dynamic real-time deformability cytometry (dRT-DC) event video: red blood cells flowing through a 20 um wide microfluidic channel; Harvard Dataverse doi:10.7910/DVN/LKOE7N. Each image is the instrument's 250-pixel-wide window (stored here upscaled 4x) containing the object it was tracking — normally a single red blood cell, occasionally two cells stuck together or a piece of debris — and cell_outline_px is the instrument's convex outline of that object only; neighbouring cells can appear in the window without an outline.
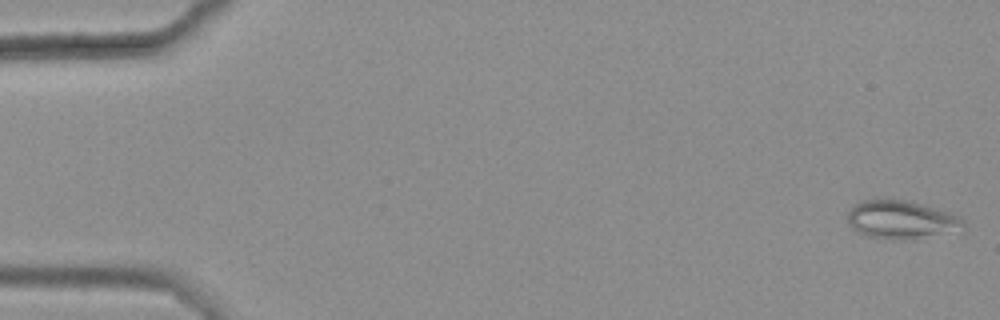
{"species": "common noctule bat (a hibernating species)", "species_latin": "Nyctalus noctula", "temperature_condition": "warm", "stored_images_in_passage": 48, "camera_frame_rate_fps": 3000, "um_per_image_px": 0.085, "animal": {"sex": "female", "body_mass_g": 25.1}, "frame": {"image": 1, "passage_image": 1, "time_ms": 0.0, "image_size_px": [1000, 320], "cell_outline_px": [[964, 224], [908, 240], [892, 240], [868, 236], [852, 228], [848, 224], [848, 212], [860, 200], [876, 196], [912, 200], [960, 216], [964, 220]], "centroid_in_image_um": [76.43, 18.58], "position_along_channel_um": 8.6, "area_um2": 25.55}}
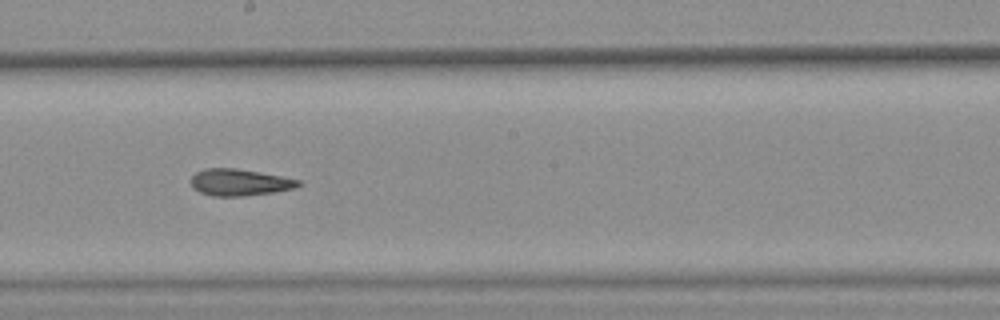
{"frame": {"image": 2, "passage_image": 31, "time_ms": 10.0, "image_size_px": [1000, 320], "cell_outline_px": [[304, 184], [296, 188], [276, 192], [244, 196], [212, 196], [200, 192], [192, 188], [192, 176], [196, 172], [204, 168], [236, 168], [280, 176], [300, 180]], "centroid_in_image_um": [20.39, 15.51], "position_along_channel_um": 227.8, "area_um2": 16.82}}
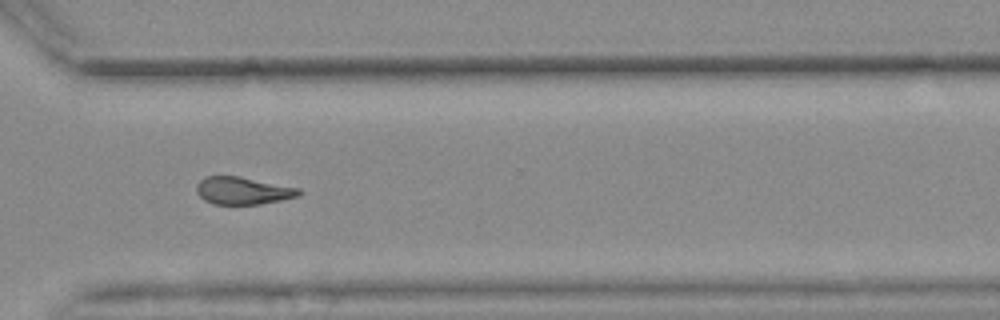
{"frame": {"image": 3, "passage_image": 41, "time_ms": 13.333, "image_size_px": [1000, 320], "cell_outline_px": [[304, 192], [300, 196], [260, 204], [212, 204], [204, 200], [196, 192], [196, 184], [204, 176], [240, 176], [300, 188]], "centroid_in_image_um": [20.65, 16.2], "position_along_channel_um": 349.9, "area_um2": 16.59}, "authors_computed_cell_mechanics": {"area_um2": 17.3111, "velocity_mm_per_s": 3.6549, "shape_relaxation_time_tau1_ms": null, "shape_relaxation_time_tau2_ms": 4.6897, "deformation_change_tau1": null, "deformation_change_tau2": 0.1347}}